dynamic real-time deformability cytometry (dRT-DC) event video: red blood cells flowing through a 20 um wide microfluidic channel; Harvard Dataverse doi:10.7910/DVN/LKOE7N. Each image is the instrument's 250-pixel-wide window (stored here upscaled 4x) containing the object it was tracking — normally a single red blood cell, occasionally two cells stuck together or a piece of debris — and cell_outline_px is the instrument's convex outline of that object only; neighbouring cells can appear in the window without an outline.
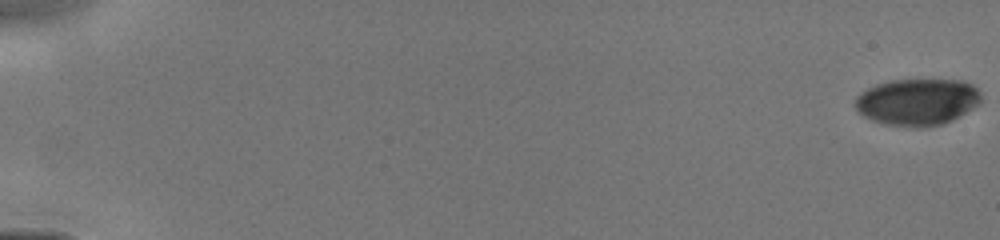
{"species": "human", "species_latin": "Homo sapiens", "temperature_condition": "cold", "stored_images_in_passage": 29, "camera_frame_rate_fps": 3000, "um_per_image_px": 0.085, "donor": {"sex": "male"}, "frame": {"image": 1, "passage_image": 1, "time_ms": 0.0, "image_size_px": [1000, 240], "cell_outline_px": [[980, 104], [952, 120], [944, 124], [924, 128], [916, 128], [884, 124], [872, 120], [864, 116], [856, 108], [856, 96], [860, 92], [876, 84], [892, 80], [960, 80], [972, 84], [980, 92]], "centroid_in_image_um": [77.98, 8.67], "position_along_channel_um": 7.0, "area_um2": 34.45}}
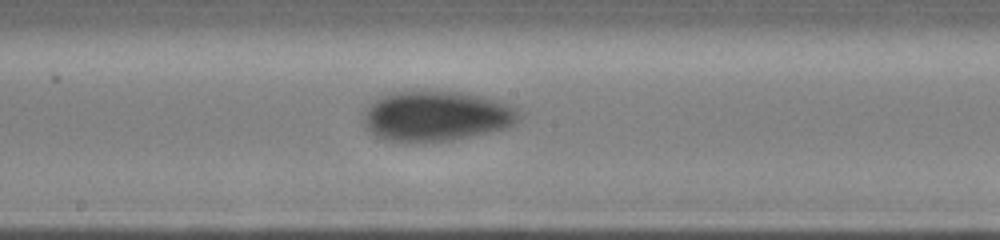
{"frame": {"image": 2, "passage_image": 17, "time_ms": 9.0, "image_size_px": [1000, 240], "cell_outline_px": [[524, 116], [512, 124], [504, 128], [452, 140], [384, 140], [376, 136], [364, 124], [364, 112], [368, 104], [380, 96], [396, 92], [456, 92], [480, 96], [496, 100], [508, 104], [524, 112]], "centroid_in_image_um": [37.11, 9.85], "position_along_channel_um": 211.1, "area_um2": 44.56}}
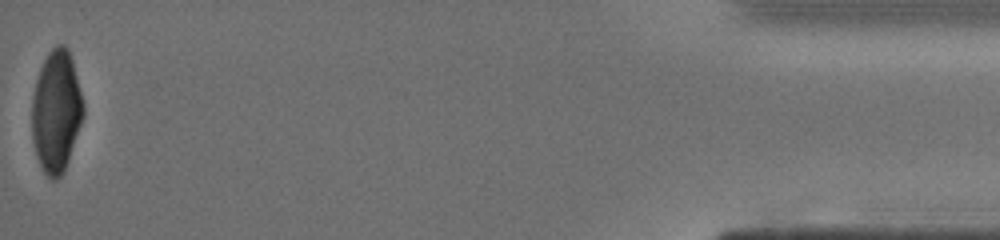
{"frame": {"image": 3, "passage_image": 29, "time_ms": 15.667, "image_size_px": [1000, 240], "cell_outline_px": [[84, 116], [64, 172], [56, 180], [52, 180], [44, 172], [36, 156], [32, 140], [32, 96], [36, 80], [40, 68], [48, 52], [56, 44], [64, 44], [68, 48], [72, 60], [84, 104]], "centroid_in_image_um": [4.78, 9.46], "position_along_channel_um": 430.4, "area_um2": 36.65}}